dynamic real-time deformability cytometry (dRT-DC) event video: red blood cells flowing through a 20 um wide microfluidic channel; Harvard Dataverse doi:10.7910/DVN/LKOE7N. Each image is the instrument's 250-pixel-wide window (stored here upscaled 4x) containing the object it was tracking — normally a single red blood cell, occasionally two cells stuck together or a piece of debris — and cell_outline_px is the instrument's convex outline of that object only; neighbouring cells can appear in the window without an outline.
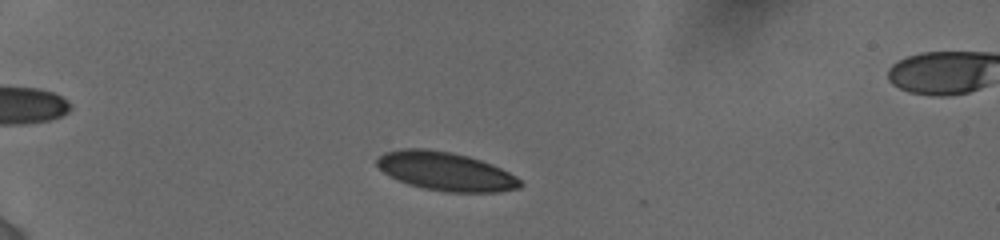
{"species": "human", "species_latin": "Homo sapiens", "temperature_condition": "cold", "stored_images_in_passage": 30, "camera_frame_rate_fps": 3000, "um_per_image_px": 0.085, "donor": {"sex": "female"}, "frame": {"image": 1, "passage_image": 4, "time_ms": 1.333, "image_size_px": [1000, 240], "cell_outline_px": [[524, 184], [520, 188], [500, 192], [444, 192], [424, 188], [408, 184], [384, 172], [376, 164], [376, 160], [384, 152], [400, 148], [428, 148], [452, 152], [468, 156], [492, 164], [516, 176]], "centroid_in_image_um": [37.9, 14.56], "position_along_channel_um": 47.1, "area_um2": 32.31}}
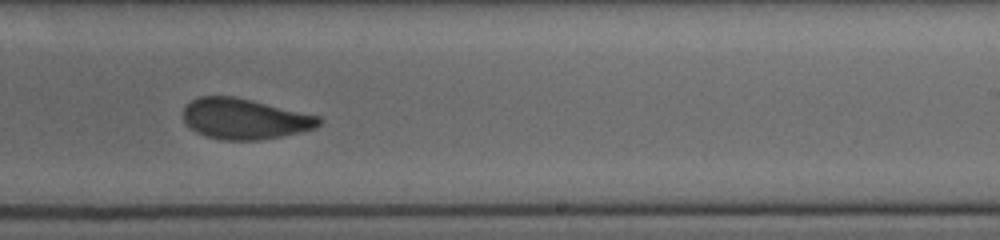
{"frame": {"image": 2, "passage_image": 18, "time_ms": 8.333, "image_size_px": [1000, 240], "cell_outline_px": [[324, 120], [316, 128], [300, 132], [260, 140], [220, 140], [204, 136], [196, 132], [184, 120], [184, 108], [192, 100], [200, 96], [236, 96], [320, 116]], "centroid_in_image_um": [20.82, 10.1], "position_along_channel_um": 268.2, "area_um2": 32.19}}
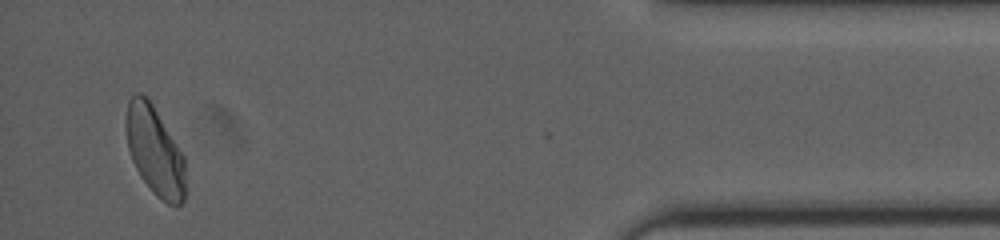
{"frame": {"image": 3, "passage_image": 29, "time_ms": 13.667, "image_size_px": [1000, 240], "cell_outline_px": [[184, 200], [176, 208], [168, 204], [156, 196], [152, 192], [140, 176], [132, 160], [128, 148], [124, 124], [128, 100], [136, 92], [140, 92], [148, 96], [184, 156]], "centroid_in_image_um": [13.13, 12.8], "position_along_channel_um": 422.1, "area_um2": 31.04}, "authors_computed_cell_mechanics": {"area_um2": 32.4836, "velocity_mm_per_s": 3.8544, "shape_relaxation_time_tau1_ms": 3.8323, "shape_relaxation_time_tau2_ms": 1.1339, "deformation_change_tau1": 0.1161, "deformation_change_tau2": 0.0538}}